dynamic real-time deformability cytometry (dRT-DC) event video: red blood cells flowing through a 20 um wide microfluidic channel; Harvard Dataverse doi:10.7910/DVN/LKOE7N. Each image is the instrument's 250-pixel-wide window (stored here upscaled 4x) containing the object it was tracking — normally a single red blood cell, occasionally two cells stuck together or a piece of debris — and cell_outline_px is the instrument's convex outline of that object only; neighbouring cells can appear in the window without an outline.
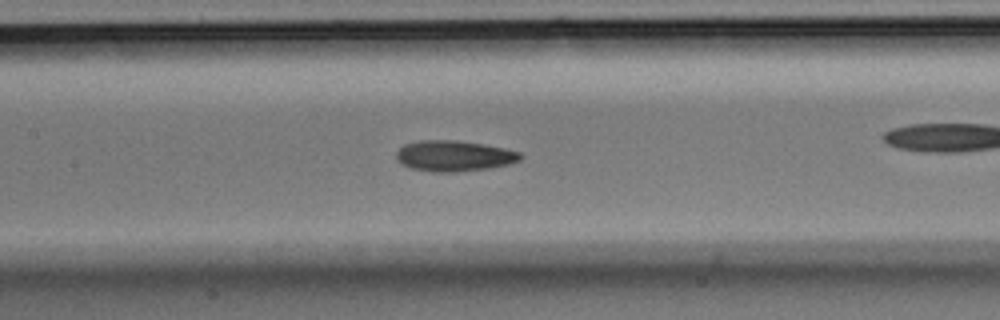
{"species": "Egyptian fruit bat (a non-hibernating species)", "species_latin": "Rousettus aegyptiacus", "temperature_condition": "room temperature", "stored_images_in_passage": 38, "camera_frame_rate_fps": 3000, "um_per_image_px": 0.085, "animal": {"sex": "male"}, "frame": {"image": 1, "passage_image": 17, "time_ms": 5.333, "image_size_px": [1000, 320], "cell_outline_px": [[524, 156], [520, 160], [508, 164], [488, 168], [456, 172], [432, 172], [408, 168], [400, 164], [396, 160], [396, 152], [404, 144], [420, 140], [456, 140], [484, 144], [504, 148], [520, 152]], "centroid_in_image_um": [38.56, 13.25], "position_along_channel_um": 168.8, "area_um2": 22.48}}
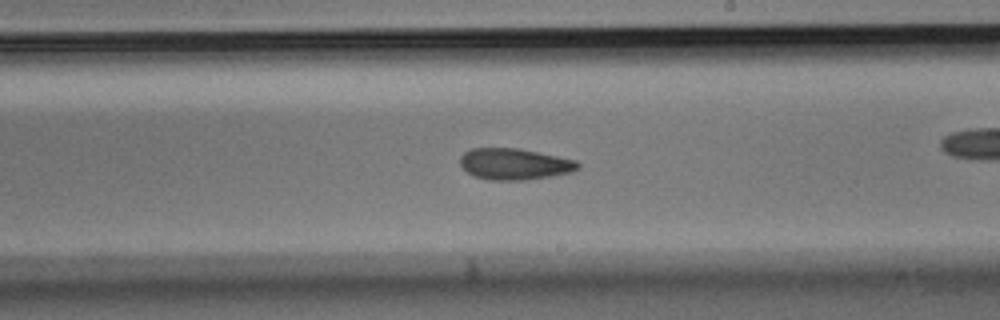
{"frame": {"image": 2, "passage_image": 22, "time_ms": 7.0, "image_size_px": [1000, 320], "cell_outline_px": [[580, 168], [572, 172], [524, 180], [488, 180], [476, 176], [468, 172], [460, 164], [460, 156], [464, 152], [472, 148], [520, 148], [576, 160], [580, 164]], "centroid_in_image_um": [43.73, 13.93], "position_along_channel_um": 245.3, "area_um2": 21.44}}
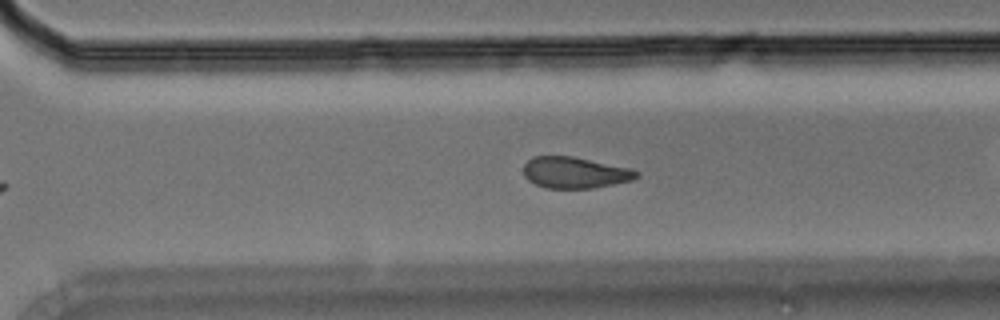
{"frame": {"image": 3, "passage_image": 27, "time_ms": 8.667, "image_size_px": [1000, 320], "cell_outline_px": [[640, 176], [632, 180], [596, 188], [544, 188], [528, 180], [524, 176], [524, 164], [532, 156], [572, 156], [632, 168], [640, 172]], "centroid_in_image_um": [48.89, 14.67], "position_along_channel_um": 321.7, "area_um2": 20.81}}